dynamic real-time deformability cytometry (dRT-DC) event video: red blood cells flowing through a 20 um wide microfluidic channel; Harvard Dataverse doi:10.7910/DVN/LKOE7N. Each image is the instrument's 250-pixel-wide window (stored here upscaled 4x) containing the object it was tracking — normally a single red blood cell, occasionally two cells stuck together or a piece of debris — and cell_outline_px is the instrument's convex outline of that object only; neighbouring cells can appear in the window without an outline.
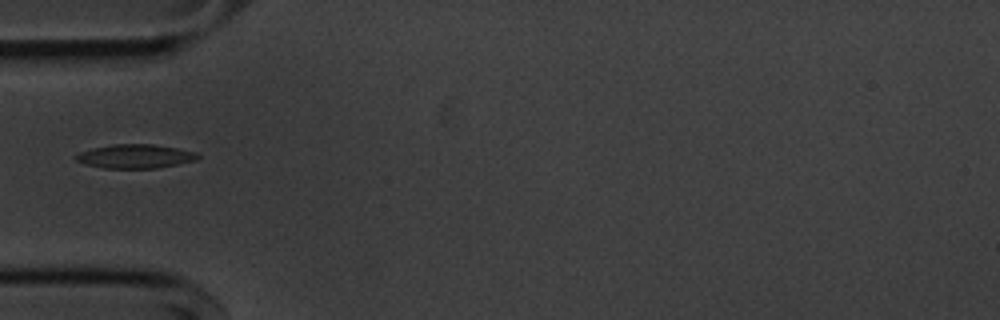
{"species": "common noctule bat (a hibernating species)", "species_latin": "Nyctalus noctula", "temperature_condition": "cold", "stored_images_in_passage": 33, "camera_frame_rate_fps": 3000, "um_per_image_px": 0.085, "animal": {"sex": "male", "body_mass_g": 20.1, "forearm_length_mm": 53.5}, "frame": {"image": 1, "passage_image": 1, "time_ms": 0.0, "image_size_px": [1000, 320], "cell_outline_px": [[200, 156], [196, 160], [156, 168], [104, 168], [84, 164], [76, 160], [76, 156], [80, 152], [92, 148], [112, 144], [152, 144], [176, 148], [196, 152]], "centroid_in_image_um": [11.48, 13.28], "position_along_channel_um": 73.5, "area_um2": 16.82}}
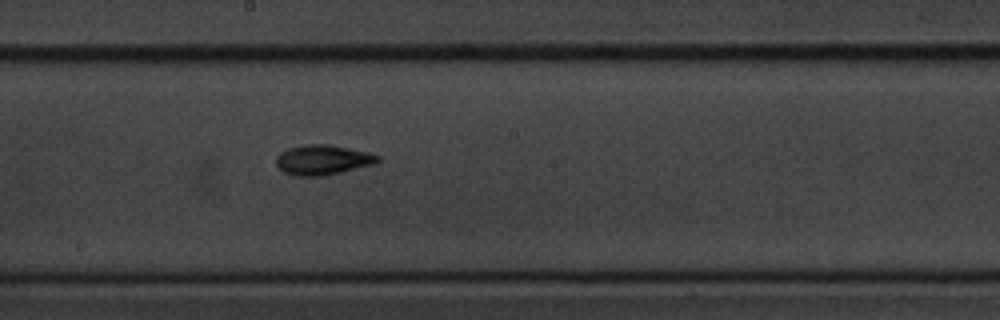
{"frame": {"image": 2, "passage_image": 13, "time_ms": 4.0, "image_size_px": [1000, 320], "cell_outline_px": [[380, 160], [376, 164], [324, 176], [296, 176], [284, 172], [276, 164], [276, 156], [280, 152], [288, 148], [304, 144], [328, 144], [368, 152], [380, 156]], "centroid_in_image_um": [27.44, 13.59], "position_along_channel_um": 220.8, "area_um2": 17.86}}
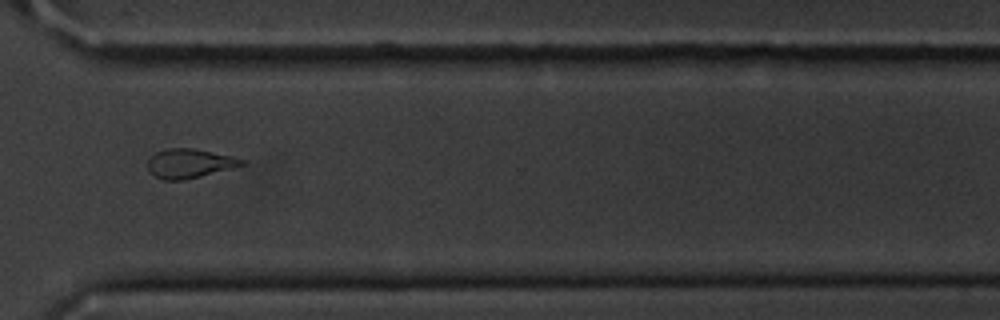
{"frame": {"image": 3, "passage_image": 24, "time_ms": 7.667, "image_size_px": [1000, 320], "cell_outline_px": [[244, 164], [232, 168], [184, 180], [164, 180], [152, 176], [148, 172], [148, 160], [156, 152], [168, 148], [192, 148], [232, 156], [244, 160]], "centroid_in_image_um": [16.05, 13.9], "position_along_channel_um": 354.5, "area_um2": 15.9}}